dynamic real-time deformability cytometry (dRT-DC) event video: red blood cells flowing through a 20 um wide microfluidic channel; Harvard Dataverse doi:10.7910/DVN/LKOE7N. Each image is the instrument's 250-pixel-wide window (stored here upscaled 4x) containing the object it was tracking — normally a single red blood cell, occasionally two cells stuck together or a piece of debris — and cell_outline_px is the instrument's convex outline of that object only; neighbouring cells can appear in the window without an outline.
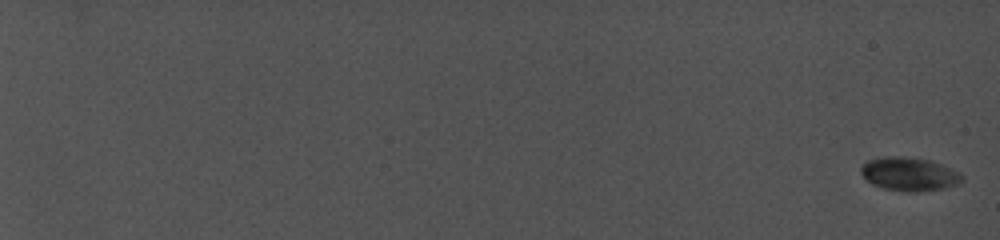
{"species": "common noctule bat (a hibernating species)", "species_latin": "Nyctalus noctula", "temperature_condition": "cold", "stored_images_in_passage": 16, "camera_frame_rate_fps": 5000, "um_per_image_px": 0.085, "animal": {"sex": "female", "body_mass_g": 19.0, "forearm_length_mm": 56.7}, "frame": {"image": 1, "passage_image": 1, "time_ms": 0.0, "image_size_px": [1000, 240], "cell_outline_px": [[964, 180], [960, 184], [944, 188], [916, 192], [908, 192], [884, 188], [872, 184], [860, 172], [860, 168], [868, 160], [884, 156], [900, 156], [928, 160], [940, 164], [960, 172], [964, 176]], "centroid_in_image_um": [77.32, 14.8], "position_along_channel_um": 7.7, "area_um2": 19.71}}
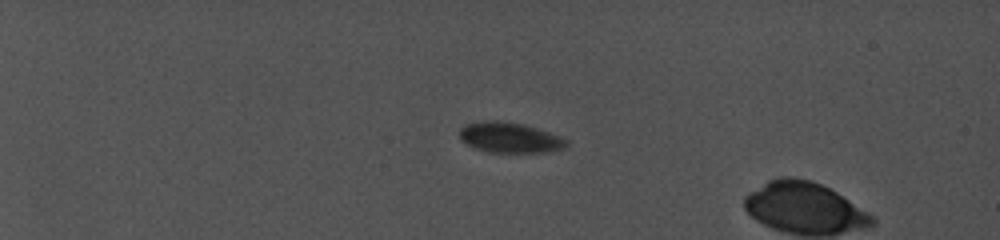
{"frame": {"image": 2, "passage_image": 13, "time_ms": 6.2, "image_size_px": [1000, 240], "cell_outline_px": [[568, 144], [564, 148], [544, 152], [488, 152], [476, 148], [460, 140], [460, 128], [464, 124], [480, 120], [500, 120], [524, 124], [560, 136], [568, 140]], "centroid_in_image_um": [43.3, 11.67], "position_along_channel_um": 41.7, "area_um2": 19.02}}